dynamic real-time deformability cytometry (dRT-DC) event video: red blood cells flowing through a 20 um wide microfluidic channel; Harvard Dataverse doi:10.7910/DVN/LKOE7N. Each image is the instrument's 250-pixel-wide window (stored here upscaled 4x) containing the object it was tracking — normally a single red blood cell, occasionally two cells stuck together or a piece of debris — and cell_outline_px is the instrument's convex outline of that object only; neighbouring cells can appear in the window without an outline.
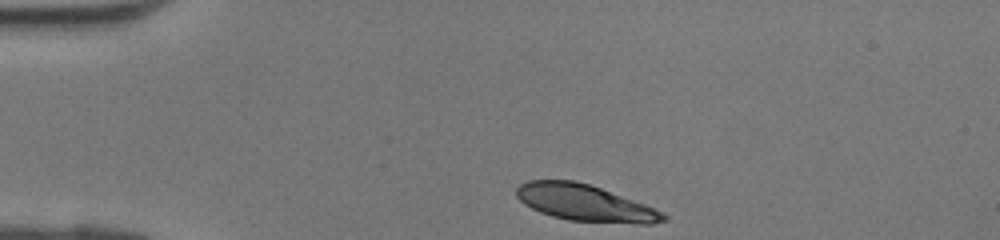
{"species": "human", "species_latin": "Homo sapiens", "temperature_condition": "room temperature", "stored_images_in_passage": 29, "camera_frame_rate_fps": 3000, "um_per_image_px": 0.085, "donor": {"sex": "female"}, "frame": {"image": 1, "passage_image": 1, "time_ms": 0.0, "image_size_px": [1000, 240], "cell_outline_px": [[668, 220], [652, 224], [640, 224], [568, 220], [552, 216], [540, 212], [524, 204], [516, 196], [516, 188], [520, 184], [528, 180], [576, 180], [600, 188], [644, 204], [664, 212], [668, 216]], "centroid_in_image_um": [49.73, 17.25], "position_along_channel_um": 35.3, "area_um2": 31.15}}
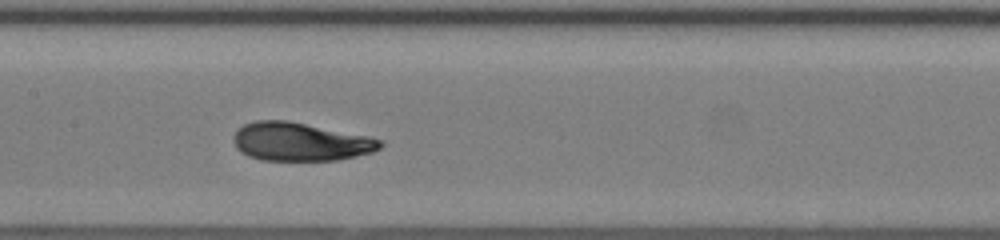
{"frame": {"image": 2, "passage_image": 13, "time_ms": 4.0, "image_size_px": [1000, 240], "cell_outline_px": [[384, 144], [380, 148], [372, 152], [336, 160], [260, 160], [248, 156], [240, 152], [236, 148], [232, 140], [232, 136], [244, 124], [256, 120], [288, 120], [368, 136], [384, 140]], "centroid_in_image_um": [25.51, 12.04], "position_along_channel_um": 181.9, "area_um2": 32.89}}
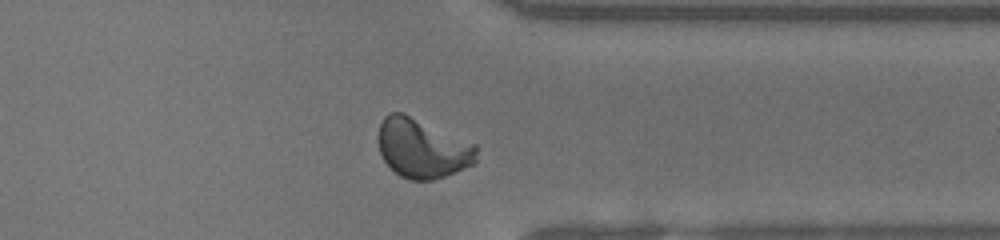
{"frame": {"image": 3, "passage_image": 25, "time_ms": 8.0, "image_size_px": [1000, 240], "cell_outline_px": [[476, 164], [444, 176], [432, 180], [408, 180], [400, 176], [384, 160], [380, 152], [376, 140], [376, 136], [380, 124], [384, 116], [388, 112], [404, 112], [476, 144]], "centroid_in_image_um": [35.87, 12.59], "position_along_channel_um": 375.5, "area_um2": 34.33}}